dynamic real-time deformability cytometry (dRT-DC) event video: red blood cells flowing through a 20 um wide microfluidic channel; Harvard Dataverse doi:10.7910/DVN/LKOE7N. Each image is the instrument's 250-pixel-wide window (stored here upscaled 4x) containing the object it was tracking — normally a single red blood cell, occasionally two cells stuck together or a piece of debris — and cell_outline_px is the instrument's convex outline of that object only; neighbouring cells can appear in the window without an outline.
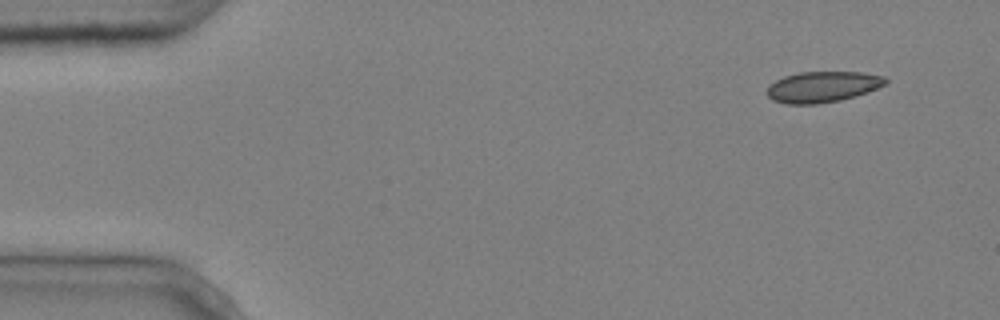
{"species": "common noctule bat (a hibernating species)", "species_latin": "Nyctalus noctula", "temperature_condition": "cold", "stored_images_in_passage": 4, "camera_frame_rate_fps": 3000, "um_per_image_px": 0.085, "animal": {"sex": "male", "body_mass_g": 20.4}, "frame": {"image": 1, "passage_image": 1, "time_ms": 0.0, "image_size_px": [1000, 320], "cell_outline_px": [[888, 80], [884, 84], [876, 88], [840, 100], [816, 104], [788, 104], [772, 100], [768, 96], [768, 84], [784, 76], [800, 72], [864, 72], [884, 76]], "centroid_in_image_um": [69.88, 7.37], "position_along_channel_um": 15.1, "area_um2": 21.1}}
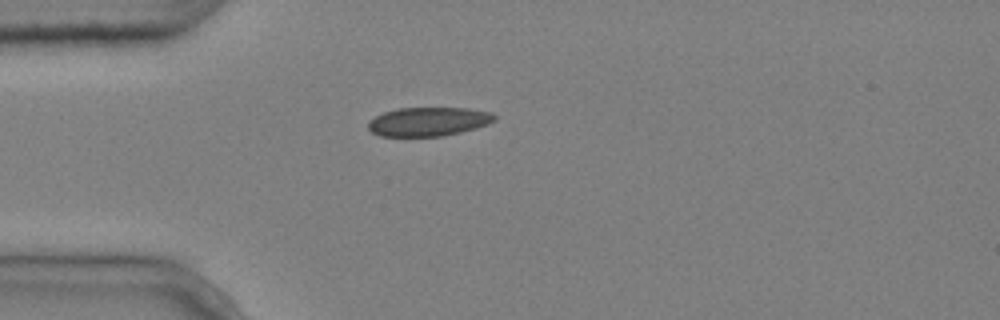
{"frame": {"image": 2, "passage_image": 3, "time_ms": 0.667, "image_size_px": [1000, 320], "cell_outline_px": [[496, 120], [488, 124], [476, 128], [444, 136], [380, 136], [372, 132], [368, 128], [368, 124], [376, 116], [384, 112], [400, 108], [468, 108], [492, 112], [496, 116]], "centroid_in_image_um": [36.46, 10.33], "position_along_channel_um": 48.5, "area_um2": 21.21}}